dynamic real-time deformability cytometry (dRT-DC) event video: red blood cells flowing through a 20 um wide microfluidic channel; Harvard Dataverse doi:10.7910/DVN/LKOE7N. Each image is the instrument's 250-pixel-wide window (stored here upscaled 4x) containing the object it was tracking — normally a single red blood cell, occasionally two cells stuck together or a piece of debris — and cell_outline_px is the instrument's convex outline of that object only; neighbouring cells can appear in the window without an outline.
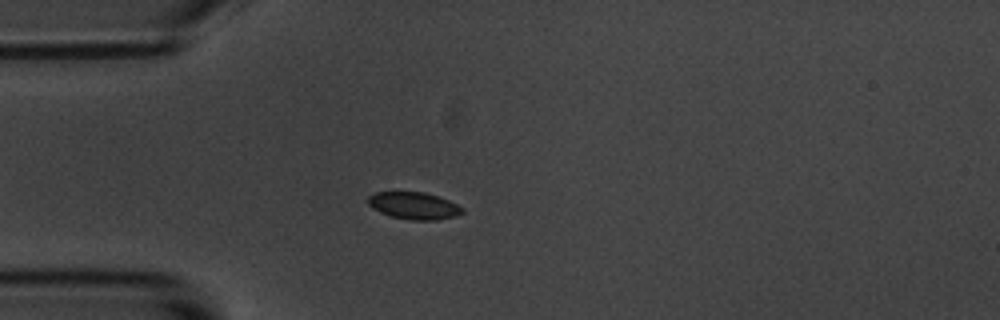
{"species": "common noctule bat (a hibernating species)", "species_latin": "Nyctalus noctula", "temperature_condition": "room temperature", "stored_images_in_passage": 4, "camera_frame_rate_fps": 3000, "um_per_image_px": 0.085, "animal": {"sex": "male", "body_mass_g": 20.1, "forearm_length_mm": 53.5}, "frame": {"image": 1, "passage_image": 4, "time_ms": 3.667, "image_size_px": [1000, 320], "cell_outline_px": [[464, 212], [456, 216], [436, 220], [408, 220], [392, 216], [380, 212], [372, 208], [368, 204], [368, 196], [376, 192], [424, 192], [448, 200], [464, 208]], "centroid_in_image_um": [35.18, 17.49], "position_along_channel_um": 49.8, "area_um2": 14.85}}